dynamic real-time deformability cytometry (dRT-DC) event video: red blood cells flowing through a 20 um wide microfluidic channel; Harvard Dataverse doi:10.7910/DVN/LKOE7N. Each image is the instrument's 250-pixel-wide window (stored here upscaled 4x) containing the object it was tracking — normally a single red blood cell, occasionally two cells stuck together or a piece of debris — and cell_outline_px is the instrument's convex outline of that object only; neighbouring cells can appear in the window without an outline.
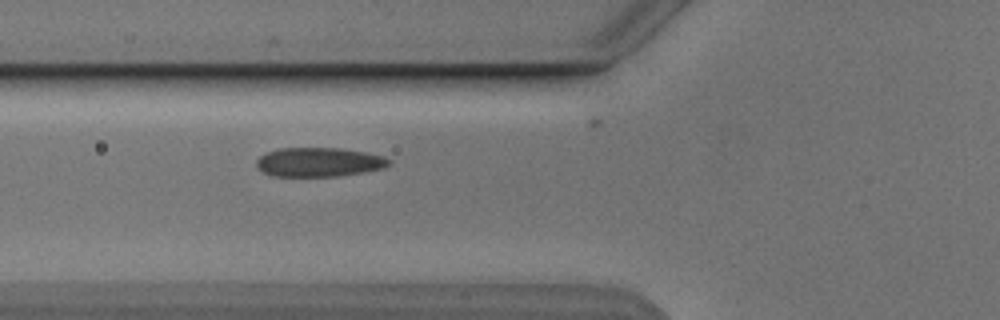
{"species": "Egyptian fruit bat (a non-hibernating species)", "species_latin": "Rousettus aegyptiacus", "temperature_condition": "cold", "stored_images_in_passage": 7, "camera_frame_rate_fps": 3000, "um_per_image_px": 0.085, "animal": {"sex": "male"}, "frame": {"image": 1, "passage_image": 7, "time_ms": 8.0, "image_size_px": [1000, 320], "cell_outline_px": [[392, 164], [384, 168], [364, 172], [336, 176], [272, 176], [256, 168], [256, 160], [264, 152], [280, 148], [340, 148], [364, 152], [384, 156], [392, 160]], "centroid_in_image_um": [27.11, 13.78], "position_along_channel_um": 98.7, "area_um2": 22.72}}